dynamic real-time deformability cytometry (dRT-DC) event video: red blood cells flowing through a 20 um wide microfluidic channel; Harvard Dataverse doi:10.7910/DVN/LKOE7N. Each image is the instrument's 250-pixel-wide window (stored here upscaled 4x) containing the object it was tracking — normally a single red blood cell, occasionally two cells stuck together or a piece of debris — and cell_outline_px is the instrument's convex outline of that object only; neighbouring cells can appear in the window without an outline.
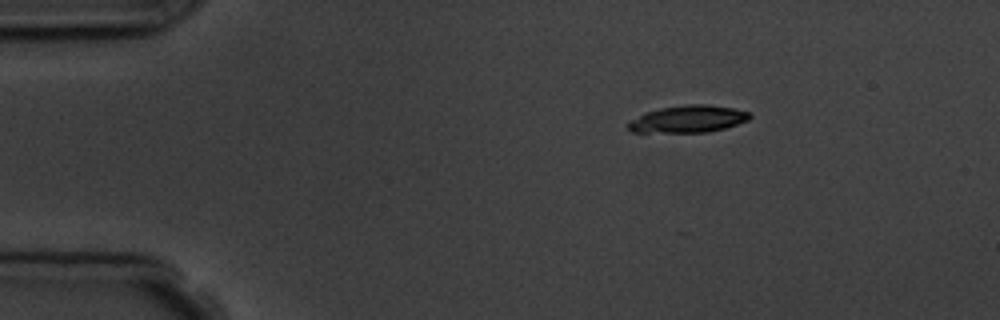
{"species": "common noctule bat (a hibernating species)", "species_latin": "Nyctalus noctula", "temperature_condition": "room temperature", "stored_images_in_passage": 4, "camera_frame_rate_fps": 3000, "um_per_image_px": 0.085, "animal": {"sex": "male", "body_mass_g": 19.5, "forearm_length_mm": 54.6}, "frame": {"image": 1, "passage_image": 1, "time_ms": 0.0, "image_size_px": [1000, 320], "cell_outline_px": [[752, 116], [748, 120], [724, 128], [708, 132], [632, 132], [628, 128], [628, 124], [632, 120], [644, 112], [660, 108], [684, 104], [708, 104], [732, 108], [748, 112]], "centroid_in_image_um": [58.48, 10.11], "position_along_channel_um": 26.5, "area_um2": 19.07}}